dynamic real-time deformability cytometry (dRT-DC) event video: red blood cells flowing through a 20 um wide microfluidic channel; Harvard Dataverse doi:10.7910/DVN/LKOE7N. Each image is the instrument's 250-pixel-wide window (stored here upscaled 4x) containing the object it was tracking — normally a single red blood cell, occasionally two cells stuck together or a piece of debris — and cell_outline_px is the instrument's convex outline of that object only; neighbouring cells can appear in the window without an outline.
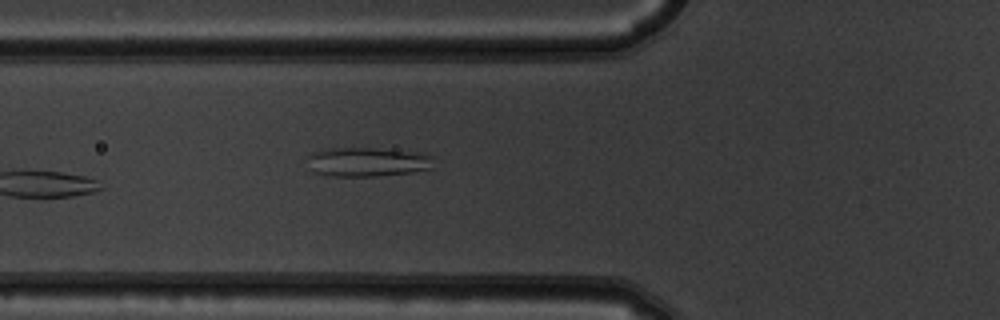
{"species": "common noctule bat (a hibernating species)", "species_latin": "Nyctalus noctula", "temperature_condition": "warm", "stored_images_in_passage": 7, "camera_frame_rate_fps": 3000, "um_per_image_px": 0.085, "animal": {"sex": "male", "body_mass_g": 19.5, "forearm_length_mm": 54.6}, "frame": {"image": 1, "passage_image": 7, "time_ms": 2.0, "image_size_px": [1000, 320], "cell_outline_px": [[432, 156], [428, 168], [412, 172], [376, 176], [332, 176], [316, 172], [304, 156], [312, 152], [328, 148], [372, 148], [420, 152]], "centroid_in_image_um": [31.16, 13.75], "position_along_channel_um": 94.6, "area_um2": 21.21}}